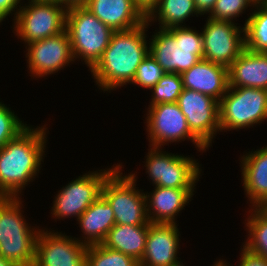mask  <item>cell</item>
Listing matches in <instances>:
<instances>
[{
    "mask_svg": "<svg viewBox=\"0 0 267 266\" xmlns=\"http://www.w3.org/2000/svg\"><path fill=\"white\" fill-rule=\"evenodd\" d=\"M147 28L149 24L145 21L136 28L112 33L108 47L90 69L99 90L111 93L132 82L137 68L149 54Z\"/></svg>",
    "mask_w": 267,
    "mask_h": 266,
    "instance_id": "6da1fadb",
    "label": "cell"
},
{
    "mask_svg": "<svg viewBox=\"0 0 267 266\" xmlns=\"http://www.w3.org/2000/svg\"><path fill=\"white\" fill-rule=\"evenodd\" d=\"M46 126L29 125L0 148V197L19 198L25 186L35 180L46 155Z\"/></svg>",
    "mask_w": 267,
    "mask_h": 266,
    "instance_id": "7a4b0ae2",
    "label": "cell"
},
{
    "mask_svg": "<svg viewBox=\"0 0 267 266\" xmlns=\"http://www.w3.org/2000/svg\"><path fill=\"white\" fill-rule=\"evenodd\" d=\"M149 40V54L166 73L182 74L204 59L202 34L189 26L159 28Z\"/></svg>",
    "mask_w": 267,
    "mask_h": 266,
    "instance_id": "3957f363",
    "label": "cell"
},
{
    "mask_svg": "<svg viewBox=\"0 0 267 266\" xmlns=\"http://www.w3.org/2000/svg\"><path fill=\"white\" fill-rule=\"evenodd\" d=\"M21 199L0 197V257L17 266H33L36 238L42 228L26 222Z\"/></svg>",
    "mask_w": 267,
    "mask_h": 266,
    "instance_id": "277c9868",
    "label": "cell"
},
{
    "mask_svg": "<svg viewBox=\"0 0 267 266\" xmlns=\"http://www.w3.org/2000/svg\"><path fill=\"white\" fill-rule=\"evenodd\" d=\"M65 30L75 61L81 59L89 70L101 58L114 32L84 5L68 8Z\"/></svg>",
    "mask_w": 267,
    "mask_h": 266,
    "instance_id": "5b68a950",
    "label": "cell"
},
{
    "mask_svg": "<svg viewBox=\"0 0 267 266\" xmlns=\"http://www.w3.org/2000/svg\"><path fill=\"white\" fill-rule=\"evenodd\" d=\"M120 163L103 182L101 195L109 202L115 224L149 225L144 190L136 187L137 174L123 175ZM123 175V176H122Z\"/></svg>",
    "mask_w": 267,
    "mask_h": 266,
    "instance_id": "8992f818",
    "label": "cell"
},
{
    "mask_svg": "<svg viewBox=\"0 0 267 266\" xmlns=\"http://www.w3.org/2000/svg\"><path fill=\"white\" fill-rule=\"evenodd\" d=\"M219 112L220 132L260 125L267 120V90L229 86L219 102Z\"/></svg>",
    "mask_w": 267,
    "mask_h": 266,
    "instance_id": "52a82bcc",
    "label": "cell"
},
{
    "mask_svg": "<svg viewBox=\"0 0 267 266\" xmlns=\"http://www.w3.org/2000/svg\"><path fill=\"white\" fill-rule=\"evenodd\" d=\"M68 8L56 0H28L13 19V32L26 44L65 31Z\"/></svg>",
    "mask_w": 267,
    "mask_h": 266,
    "instance_id": "ba28073f",
    "label": "cell"
},
{
    "mask_svg": "<svg viewBox=\"0 0 267 266\" xmlns=\"http://www.w3.org/2000/svg\"><path fill=\"white\" fill-rule=\"evenodd\" d=\"M146 155L143 163L153 186L196 188L202 168L194 157L173 154L164 151L162 147L150 146Z\"/></svg>",
    "mask_w": 267,
    "mask_h": 266,
    "instance_id": "9c48e42d",
    "label": "cell"
},
{
    "mask_svg": "<svg viewBox=\"0 0 267 266\" xmlns=\"http://www.w3.org/2000/svg\"><path fill=\"white\" fill-rule=\"evenodd\" d=\"M118 165L89 171L62 187L53 201L51 216L55 220L71 217L78 219L101 196L103 182Z\"/></svg>",
    "mask_w": 267,
    "mask_h": 266,
    "instance_id": "30bf717a",
    "label": "cell"
},
{
    "mask_svg": "<svg viewBox=\"0 0 267 266\" xmlns=\"http://www.w3.org/2000/svg\"><path fill=\"white\" fill-rule=\"evenodd\" d=\"M145 128L150 147H164L169 143L191 141L199 152L208 149L190 130L177 103H158L147 108Z\"/></svg>",
    "mask_w": 267,
    "mask_h": 266,
    "instance_id": "8fae6325",
    "label": "cell"
},
{
    "mask_svg": "<svg viewBox=\"0 0 267 266\" xmlns=\"http://www.w3.org/2000/svg\"><path fill=\"white\" fill-rule=\"evenodd\" d=\"M201 30L204 60L227 69L245 49L244 26L238 23L210 17ZM243 33V34H242Z\"/></svg>",
    "mask_w": 267,
    "mask_h": 266,
    "instance_id": "7c38bea8",
    "label": "cell"
},
{
    "mask_svg": "<svg viewBox=\"0 0 267 266\" xmlns=\"http://www.w3.org/2000/svg\"><path fill=\"white\" fill-rule=\"evenodd\" d=\"M191 132L209 149L220 132L219 102L203 93L184 88L177 99Z\"/></svg>",
    "mask_w": 267,
    "mask_h": 266,
    "instance_id": "4fadbf2b",
    "label": "cell"
},
{
    "mask_svg": "<svg viewBox=\"0 0 267 266\" xmlns=\"http://www.w3.org/2000/svg\"><path fill=\"white\" fill-rule=\"evenodd\" d=\"M29 76L46 77L74 62L71 40L65 31L52 37L34 41L25 46Z\"/></svg>",
    "mask_w": 267,
    "mask_h": 266,
    "instance_id": "5bb4252c",
    "label": "cell"
},
{
    "mask_svg": "<svg viewBox=\"0 0 267 266\" xmlns=\"http://www.w3.org/2000/svg\"><path fill=\"white\" fill-rule=\"evenodd\" d=\"M87 247L76 237L42 228L36 238L33 266H86Z\"/></svg>",
    "mask_w": 267,
    "mask_h": 266,
    "instance_id": "9a60e30c",
    "label": "cell"
},
{
    "mask_svg": "<svg viewBox=\"0 0 267 266\" xmlns=\"http://www.w3.org/2000/svg\"><path fill=\"white\" fill-rule=\"evenodd\" d=\"M180 232L178 224L150 223L145 251L139 266H170L177 263Z\"/></svg>",
    "mask_w": 267,
    "mask_h": 266,
    "instance_id": "2e32d148",
    "label": "cell"
},
{
    "mask_svg": "<svg viewBox=\"0 0 267 266\" xmlns=\"http://www.w3.org/2000/svg\"><path fill=\"white\" fill-rule=\"evenodd\" d=\"M195 188L154 186L145 193L147 217L150 223L177 224V215L191 201Z\"/></svg>",
    "mask_w": 267,
    "mask_h": 266,
    "instance_id": "e0dca14e",
    "label": "cell"
},
{
    "mask_svg": "<svg viewBox=\"0 0 267 266\" xmlns=\"http://www.w3.org/2000/svg\"><path fill=\"white\" fill-rule=\"evenodd\" d=\"M244 154L239 164L249 207H267V146Z\"/></svg>",
    "mask_w": 267,
    "mask_h": 266,
    "instance_id": "ac0fdd59",
    "label": "cell"
},
{
    "mask_svg": "<svg viewBox=\"0 0 267 266\" xmlns=\"http://www.w3.org/2000/svg\"><path fill=\"white\" fill-rule=\"evenodd\" d=\"M183 87L220 102L229 87L228 69L211 61L200 60L181 74Z\"/></svg>",
    "mask_w": 267,
    "mask_h": 266,
    "instance_id": "d6986e66",
    "label": "cell"
},
{
    "mask_svg": "<svg viewBox=\"0 0 267 266\" xmlns=\"http://www.w3.org/2000/svg\"><path fill=\"white\" fill-rule=\"evenodd\" d=\"M84 6L113 31L130 30L146 21L133 0H88Z\"/></svg>",
    "mask_w": 267,
    "mask_h": 266,
    "instance_id": "ffe728a7",
    "label": "cell"
},
{
    "mask_svg": "<svg viewBox=\"0 0 267 266\" xmlns=\"http://www.w3.org/2000/svg\"><path fill=\"white\" fill-rule=\"evenodd\" d=\"M230 87L267 90V53L244 49L228 68Z\"/></svg>",
    "mask_w": 267,
    "mask_h": 266,
    "instance_id": "44dd1931",
    "label": "cell"
},
{
    "mask_svg": "<svg viewBox=\"0 0 267 266\" xmlns=\"http://www.w3.org/2000/svg\"><path fill=\"white\" fill-rule=\"evenodd\" d=\"M76 221L83 233L80 238L76 239L89 246L101 244L104 241L108 232L115 225V216L111 205L101 195Z\"/></svg>",
    "mask_w": 267,
    "mask_h": 266,
    "instance_id": "7402d4cb",
    "label": "cell"
},
{
    "mask_svg": "<svg viewBox=\"0 0 267 266\" xmlns=\"http://www.w3.org/2000/svg\"><path fill=\"white\" fill-rule=\"evenodd\" d=\"M148 229L149 225L115 224L101 244L140 261L145 251Z\"/></svg>",
    "mask_w": 267,
    "mask_h": 266,
    "instance_id": "603a6c76",
    "label": "cell"
},
{
    "mask_svg": "<svg viewBox=\"0 0 267 266\" xmlns=\"http://www.w3.org/2000/svg\"><path fill=\"white\" fill-rule=\"evenodd\" d=\"M195 15L198 17L200 14L194 0H160L146 16V21L150 27L154 22H159V28L168 29L185 26V20Z\"/></svg>",
    "mask_w": 267,
    "mask_h": 266,
    "instance_id": "cb8c5ba5",
    "label": "cell"
},
{
    "mask_svg": "<svg viewBox=\"0 0 267 266\" xmlns=\"http://www.w3.org/2000/svg\"><path fill=\"white\" fill-rule=\"evenodd\" d=\"M253 8L244 24L245 48L267 53V2L257 0Z\"/></svg>",
    "mask_w": 267,
    "mask_h": 266,
    "instance_id": "d4e9b609",
    "label": "cell"
},
{
    "mask_svg": "<svg viewBox=\"0 0 267 266\" xmlns=\"http://www.w3.org/2000/svg\"><path fill=\"white\" fill-rule=\"evenodd\" d=\"M248 212L244 223L248 235L242 247L267 259V207H250Z\"/></svg>",
    "mask_w": 267,
    "mask_h": 266,
    "instance_id": "484cf974",
    "label": "cell"
},
{
    "mask_svg": "<svg viewBox=\"0 0 267 266\" xmlns=\"http://www.w3.org/2000/svg\"><path fill=\"white\" fill-rule=\"evenodd\" d=\"M86 266H139V261L102 244H95L87 247Z\"/></svg>",
    "mask_w": 267,
    "mask_h": 266,
    "instance_id": "4316f807",
    "label": "cell"
},
{
    "mask_svg": "<svg viewBox=\"0 0 267 266\" xmlns=\"http://www.w3.org/2000/svg\"><path fill=\"white\" fill-rule=\"evenodd\" d=\"M181 74L165 73L157 84L150 90L152 98L149 106L158 103H175L183 91Z\"/></svg>",
    "mask_w": 267,
    "mask_h": 266,
    "instance_id": "83f0119b",
    "label": "cell"
},
{
    "mask_svg": "<svg viewBox=\"0 0 267 266\" xmlns=\"http://www.w3.org/2000/svg\"><path fill=\"white\" fill-rule=\"evenodd\" d=\"M28 125L0 101V148L17 137Z\"/></svg>",
    "mask_w": 267,
    "mask_h": 266,
    "instance_id": "f1b7e54d",
    "label": "cell"
},
{
    "mask_svg": "<svg viewBox=\"0 0 267 266\" xmlns=\"http://www.w3.org/2000/svg\"><path fill=\"white\" fill-rule=\"evenodd\" d=\"M166 72L148 54L136 70V74L130 84L139 85L138 87L152 89Z\"/></svg>",
    "mask_w": 267,
    "mask_h": 266,
    "instance_id": "f546056e",
    "label": "cell"
},
{
    "mask_svg": "<svg viewBox=\"0 0 267 266\" xmlns=\"http://www.w3.org/2000/svg\"><path fill=\"white\" fill-rule=\"evenodd\" d=\"M256 2L257 0H217L208 17L233 22L248 7H254Z\"/></svg>",
    "mask_w": 267,
    "mask_h": 266,
    "instance_id": "4dcf8cb0",
    "label": "cell"
},
{
    "mask_svg": "<svg viewBox=\"0 0 267 266\" xmlns=\"http://www.w3.org/2000/svg\"><path fill=\"white\" fill-rule=\"evenodd\" d=\"M240 250L238 266H267V259L264 257L249 252L246 248H242V245Z\"/></svg>",
    "mask_w": 267,
    "mask_h": 266,
    "instance_id": "1f68e13d",
    "label": "cell"
},
{
    "mask_svg": "<svg viewBox=\"0 0 267 266\" xmlns=\"http://www.w3.org/2000/svg\"><path fill=\"white\" fill-rule=\"evenodd\" d=\"M21 1L22 0H0V23H2L4 19H7L10 14L11 16L14 14V18L16 17V14L22 5Z\"/></svg>",
    "mask_w": 267,
    "mask_h": 266,
    "instance_id": "d6a6232c",
    "label": "cell"
},
{
    "mask_svg": "<svg viewBox=\"0 0 267 266\" xmlns=\"http://www.w3.org/2000/svg\"><path fill=\"white\" fill-rule=\"evenodd\" d=\"M217 0H194L195 7L200 14L204 16L205 14L209 15L214 8Z\"/></svg>",
    "mask_w": 267,
    "mask_h": 266,
    "instance_id": "836d02e7",
    "label": "cell"
},
{
    "mask_svg": "<svg viewBox=\"0 0 267 266\" xmlns=\"http://www.w3.org/2000/svg\"><path fill=\"white\" fill-rule=\"evenodd\" d=\"M134 4L147 16L160 0H133Z\"/></svg>",
    "mask_w": 267,
    "mask_h": 266,
    "instance_id": "e575fe53",
    "label": "cell"
},
{
    "mask_svg": "<svg viewBox=\"0 0 267 266\" xmlns=\"http://www.w3.org/2000/svg\"><path fill=\"white\" fill-rule=\"evenodd\" d=\"M59 4L66 6L67 8L72 6L85 5L88 0H56Z\"/></svg>",
    "mask_w": 267,
    "mask_h": 266,
    "instance_id": "d590c367",
    "label": "cell"
},
{
    "mask_svg": "<svg viewBox=\"0 0 267 266\" xmlns=\"http://www.w3.org/2000/svg\"><path fill=\"white\" fill-rule=\"evenodd\" d=\"M0 266H17L11 261L5 260L4 258L0 257Z\"/></svg>",
    "mask_w": 267,
    "mask_h": 266,
    "instance_id": "8d00e7d4",
    "label": "cell"
},
{
    "mask_svg": "<svg viewBox=\"0 0 267 266\" xmlns=\"http://www.w3.org/2000/svg\"><path fill=\"white\" fill-rule=\"evenodd\" d=\"M232 264H229L225 261H223V259H219L216 262H214V264L212 266H231Z\"/></svg>",
    "mask_w": 267,
    "mask_h": 266,
    "instance_id": "74e56055",
    "label": "cell"
},
{
    "mask_svg": "<svg viewBox=\"0 0 267 266\" xmlns=\"http://www.w3.org/2000/svg\"><path fill=\"white\" fill-rule=\"evenodd\" d=\"M170 266H185V263L183 264V261H178L177 263H175V264H172V265H170Z\"/></svg>",
    "mask_w": 267,
    "mask_h": 266,
    "instance_id": "f35d334b",
    "label": "cell"
}]
</instances>
